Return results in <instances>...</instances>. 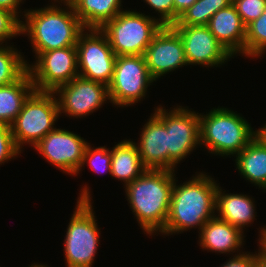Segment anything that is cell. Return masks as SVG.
Here are the masks:
<instances>
[{
	"label": "cell",
	"instance_id": "28",
	"mask_svg": "<svg viewBox=\"0 0 266 267\" xmlns=\"http://www.w3.org/2000/svg\"><path fill=\"white\" fill-rule=\"evenodd\" d=\"M245 26L258 19L264 12L266 0H232Z\"/></svg>",
	"mask_w": 266,
	"mask_h": 267
},
{
	"label": "cell",
	"instance_id": "39",
	"mask_svg": "<svg viewBox=\"0 0 266 267\" xmlns=\"http://www.w3.org/2000/svg\"><path fill=\"white\" fill-rule=\"evenodd\" d=\"M55 1H56V3H57V1H58V2L61 1V3L64 4V3H71L73 0H60V1H59V0H54V2H55ZM62 1H63V2H62Z\"/></svg>",
	"mask_w": 266,
	"mask_h": 267
},
{
	"label": "cell",
	"instance_id": "24",
	"mask_svg": "<svg viewBox=\"0 0 266 267\" xmlns=\"http://www.w3.org/2000/svg\"><path fill=\"white\" fill-rule=\"evenodd\" d=\"M0 44V86L17 81L27 70V62L18 50Z\"/></svg>",
	"mask_w": 266,
	"mask_h": 267
},
{
	"label": "cell",
	"instance_id": "14",
	"mask_svg": "<svg viewBox=\"0 0 266 267\" xmlns=\"http://www.w3.org/2000/svg\"><path fill=\"white\" fill-rule=\"evenodd\" d=\"M171 27L183 42L188 65L217 67L232 57L207 26L171 25Z\"/></svg>",
	"mask_w": 266,
	"mask_h": 267
},
{
	"label": "cell",
	"instance_id": "9",
	"mask_svg": "<svg viewBox=\"0 0 266 267\" xmlns=\"http://www.w3.org/2000/svg\"><path fill=\"white\" fill-rule=\"evenodd\" d=\"M154 81L144 55L117 56L108 85L109 100L119 107L135 104L146 95L148 86Z\"/></svg>",
	"mask_w": 266,
	"mask_h": 267
},
{
	"label": "cell",
	"instance_id": "23",
	"mask_svg": "<svg viewBox=\"0 0 266 267\" xmlns=\"http://www.w3.org/2000/svg\"><path fill=\"white\" fill-rule=\"evenodd\" d=\"M121 2V0H73L71 4L85 29H100L122 12Z\"/></svg>",
	"mask_w": 266,
	"mask_h": 267
},
{
	"label": "cell",
	"instance_id": "2",
	"mask_svg": "<svg viewBox=\"0 0 266 267\" xmlns=\"http://www.w3.org/2000/svg\"><path fill=\"white\" fill-rule=\"evenodd\" d=\"M174 176L172 170L146 169L133 182L125 186L130 208L147 234L164 230Z\"/></svg>",
	"mask_w": 266,
	"mask_h": 267
},
{
	"label": "cell",
	"instance_id": "32",
	"mask_svg": "<svg viewBox=\"0 0 266 267\" xmlns=\"http://www.w3.org/2000/svg\"><path fill=\"white\" fill-rule=\"evenodd\" d=\"M261 249L258 251V255L247 254L242 252L234 256L232 259L228 260L221 267H254L255 263L266 253V245L264 243H259Z\"/></svg>",
	"mask_w": 266,
	"mask_h": 267
},
{
	"label": "cell",
	"instance_id": "36",
	"mask_svg": "<svg viewBox=\"0 0 266 267\" xmlns=\"http://www.w3.org/2000/svg\"><path fill=\"white\" fill-rule=\"evenodd\" d=\"M257 136L266 143V125L257 130Z\"/></svg>",
	"mask_w": 266,
	"mask_h": 267
},
{
	"label": "cell",
	"instance_id": "27",
	"mask_svg": "<svg viewBox=\"0 0 266 267\" xmlns=\"http://www.w3.org/2000/svg\"><path fill=\"white\" fill-rule=\"evenodd\" d=\"M207 24V0H197L191 7H189L180 15L177 22L173 25L207 26Z\"/></svg>",
	"mask_w": 266,
	"mask_h": 267
},
{
	"label": "cell",
	"instance_id": "10",
	"mask_svg": "<svg viewBox=\"0 0 266 267\" xmlns=\"http://www.w3.org/2000/svg\"><path fill=\"white\" fill-rule=\"evenodd\" d=\"M85 30L80 33L76 44L79 76L108 86L117 56L100 29L89 28V34L84 33Z\"/></svg>",
	"mask_w": 266,
	"mask_h": 267
},
{
	"label": "cell",
	"instance_id": "17",
	"mask_svg": "<svg viewBox=\"0 0 266 267\" xmlns=\"http://www.w3.org/2000/svg\"><path fill=\"white\" fill-rule=\"evenodd\" d=\"M207 27L232 56L245 54L246 26L233 4L215 13Z\"/></svg>",
	"mask_w": 266,
	"mask_h": 267
},
{
	"label": "cell",
	"instance_id": "40",
	"mask_svg": "<svg viewBox=\"0 0 266 267\" xmlns=\"http://www.w3.org/2000/svg\"><path fill=\"white\" fill-rule=\"evenodd\" d=\"M30 267H47V266H45V265H38V264H32Z\"/></svg>",
	"mask_w": 266,
	"mask_h": 267
},
{
	"label": "cell",
	"instance_id": "3",
	"mask_svg": "<svg viewBox=\"0 0 266 267\" xmlns=\"http://www.w3.org/2000/svg\"><path fill=\"white\" fill-rule=\"evenodd\" d=\"M64 5L67 10L52 4L25 12L26 23L22 21L21 33L29 36L36 57L41 52L76 46L78 37L85 28L72 4Z\"/></svg>",
	"mask_w": 266,
	"mask_h": 267
},
{
	"label": "cell",
	"instance_id": "11",
	"mask_svg": "<svg viewBox=\"0 0 266 267\" xmlns=\"http://www.w3.org/2000/svg\"><path fill=\"white\" fill-rule=\"evenodd\" d=\"M36 59L27 65L36 91L54 92L79 76L76 46L41 52Z\"/></svg>",
	"mask_w": 266,
	"mask_h": 267
},
{
	"label": "cell",
	"instance_id": "21",
	"mask_svg": "<svg viewBox=\"0 0 266 267\" xmlns=\"http://www.w3.org/2000/svg\"><path fill=\"white\" fill-rule=\"evenodd\" d=\"M236 168L252 184L266 189V143L256 136L236 155Z\"/></svg>",
	"mask_w": 266,
	"mask_h": 267
},
{
	"label": "cell",
	"instance_id": "16",
	"mask_svg": "<svg viewBox=\"0 0 266 267\" xmlns=\"http://www.w3.org/2000/svg\"><path fill=\"white\" fill-rule=\"evenodd\" d=\"M137 145L142 164L147 169L168 170V133L165 125L153 114L143 126Z\"/></svg>",
	"mask_w": 266,
	"mask_h": 267
},
{
	"label": "cell",
	"instance_id": "38",
	"mask_svg": "<svg viewBox=\"0 0 266 267\" xmlns=\"http://www.w3.org/2000/svg\"><path fill=\"white\" fill-rule=\"evenodd\" d=\"M260 235H261L260 236L261 238L258 239V240H260L259 243H264L265 244L266 243V228L263 227L261 229Z\"/></svg>",
	"mask_w": 266,
	"mask_h": 267
},
{
	"label": "cell",
	"instance_id": "12",
	"mask_svg": "<svg viewBox=\"0 0 266 267\" xmlns=\"http://www.w3.org/2000/svg\"><path fill=\"white\" fill-rule=\"evenodd\" d=\"M54 94L59 98L60 115L65 113L76 118L93 113L110 99L107 85L80 76L59 86Z\"/></svg>",
	"mask_w": 266,
	"mask_h": 267
},
{
	"label": "cell",
	"instance_id": "15",
	"mask_svg": "<svg viewBox=\"0 0 266 267\" xmlns=\"http://www.w3.org/2000/svg\"><path fill=\"white\" fill-rule=\"evenodd\" d=\"M144 58L151 77L156 81L163 74L187 65L183 42L171 26H162L148 45Z\"/></svg>",
	"mask_w": 266,
	"mask_h": 267
},
{
	"label": "cell",
	"instance_id": "6",
	"mask_svg": "<svg viewBox=\"0 0 266 267\" xmlns=\"http://www.w3.org/2000/svg\"><path fill=\"white\" fill-rule=\"evenodd\" d=\"M162 28L158 18L123 10L100 30L116 56L144 55L154 35Z\"/></svg>",
	"mask_w": 266,
	"mask_h": 267
},
{
	"label": "cell",
	"instance_id": "22",
	"mask_svg": "<svg viewBox=\"0 0 266 267\" xmlns=\"http://www.w3.org/2000/svg\"><path fill=\"white\" fill-rule=\"evenodd\" d=\"M147 168L142 164L135 142L124 140L111 150V176L122 180L125 186L133 182Z\"/></svg>",
	"mask_w": 266,
	"mask_h": 267
},
{
	"label": "cell",
	"instance_id": "13",
	"mask_svg": "<svg viewBox=\"0 0 266 267\" xmlns=\"http://www.w3.org/2000/svg\"><path fill=\"white\" fill-rule=\"evenodd\" d=\"M88 143L65 129L49 132L34 147L46 160L71 175H77Z\"/></svg>",
	"mask_w": 266,
	"mask_h": 267
},
{
	"label": "cell",
	"instance_id": "37",
	"mask_svg": "<svg viewBox=\"0 0 266 267\" xmlns=\"http://www.w3.org/2000/svg\"><path fill=\"white\" fill-rule=\"evenodd\" d=\"M254 267H266V253L255 263Z\"/></svg>",
	"mask_w": 266,
	"mask_h": 267
},
{
	"label": "cell",
	"instance_id": "31",
	"mask_svg": "<svg viewBox=\"0 0 266 267\" xmlns=\"http://www.w3.org/2000/svg\"><path fill=\"white\" fill-rule=\"evenodd\" d=\"M152 10L160 13L158 21L162 26H171L174 24V0H144Z\"/></svg>",
	"mask_w": 266,
	"mask_h": 267
},
{
	"label": "cell",
	"instance_id": "26",
	"mask_svg": "<svg viewBox=\"0 0 266 267\" xmlns=\"http://www.w3.org/2000/svg\"><path fill=\"white\" fill-rule=\"evenodd\" d=\"M85 163H88L92 171L96 173H105L108 171L109 174H111V151L105 146L93 149L88 143L81 163V168L77 173H79Z\"/></svg>",
	"mask_w": 266,
	"mask_h": 267
},
{
	"label": "cell",
	"instance_id": "18",
	"mask_svg": "<svg viewBox=\"0 0 266 267\" xmlns=\"http://www.w3.org/2000/svg\"><path fill=\"white\" fill-rule=\"evenodd\" d=\"M239 228L225 222L216 216L208 220L200 231V245L202 249L213 252L238 253L239 248L243 245V233Z\"/></svg>",
	"mask_w": 266,
	"mask_h": 267
},
{
	"label": "cell",
	"instance_id": "7",
	"mask_svg": "<svg viewBox=\"0 0 266 267\" xmlns=\"http://www.w3.org/2000/svg\"><path fill=\"white\" fill-rule=\"evenodd\" d=\"M54 92L34 91L25 101L20 113L11 124L12 136L17 148L35 145L49 132L60 115L58 100Z\"/></svg>",
	"mask_w": 266,
	"mask_h": 267
},
{
	"label": "cell",
	"instance_id": "30",
	"mask_svg": "<svg viewBox=\"0 0 266 267\" xmlns=\"http://www.w3.org/2000/svg\"><path fill=\"white\" fill-rule=\"evenodd\" d=\"M20 152L12 136L11 125L0 123V164L15 158Z\"/></svg>",
	"mask_w": 266,
	"mask_h": 267
},
{
	"label": "cell",
	"instance_id": "1",
	"mask_svg": "<svg viewBox=\"0 0 266 267\" xmlns=\"http://www.w3.org/2000/svg\"><path fill=\"white\" fill-rule=\"evenodd\" d=\"M174 184L168 217L162 234H173L196 228L214 218L218 185L213 178L200 173L182 185Z\"/></svg>",
	"mask_w": 266,
	"mask_h": 267
},
{
	"label": "cell",
	"instance_id": "29",
	"mask_svg": "<svg viewBox=\"0 0 266 267\" xmlns=\"http://www.w3.org/2000/svg\"><path fill=\"white\" fill-rule=\"evenodd\" d=\"M22 21L15 14L0 8V44L7 39L20 35Z\"/></svg>",
	"mask_w": 266,
	"mask_h": 267
},
{
	"label": "cell",
	"instance_id": "5",
	"mask_svg": "<svg viewBox=\"0 0 266 267\" xmlns=\"http://www.w3.org/2000/svg\"><path fill=\"white\" fill-rule=\"evenodd\" d=\"M64 240L67 267H91L99 245V231L87 186L81 189Z\"/></svg>",
	"mask_w": 266,
	"mask_h": 267
},
{
	"label": "cell",
	"instance_id": "4",
	"mask_svg": "<svg viewBox=\"0 0 266 267\" xmlns=\"http://www.w3.org/2000/svg\"><path fill=\"white\" fill-rule=\"evenodd\" d=\"M199 122L200 144L216 155H237L257 136L245 118L223 107L199 114Z\"/></svg>",
	"mask_w": 266,
	"mask_h": 267
},
{
	"label": "cell",
	"instance_id": "34",
	"mask_svg": "<svg viewBox=\"0 0 266 267\" xmlns=\"http://www.w3.org/2000/svg\"><path fill=\"white\" fill-rule=\"evenodd\" d=\"M197 0H174V24L180 15L191 7Z\"/></svg>",
	"mask_w": 266,
	"mask_h": 267
},
{
	"label": "cell",
	"instance_id": "19",
	"mask_svg": "<svg viewBox=\"0 0 266 267\" xmlns=\"http://www.w3.org/2000/svg\"><path fill=\"white\" fill-rule=\"evenodd\" d=\"M218 186L216 192L215 210L218 211L217 218L228 222L241 231L255 219V205L247 195L225 194Z\"/></svg>",
	"mask_w": 266,
	"mask_h": 267
},
{
	"label": "cell",
	"instance_id": "25",
	"mask_svg": "<svg viewBox=\"0 0 266 267\" xmlns=\"http://www.w3.org/2000/svg\"><path fill=\"white\" fill-rule=\"evenodd\" d=\"M266 49V7L263 14L246 26L245 56H262Z\"/></svg>",
	"mask_w": 266,
	"mask_h": 267
},
{
	"label": "cell",
	"instance_id": "8",
	"mask_svg": "<svg viewBox=\"0 0 266 267\" xmlns=\"http://www.w3.org/2000/svg\"><path fill=\"white\" fill-rule=\"evenodd\" d=\"M154 115L165 125L168 133V170L175 171L191 151L200 144V122L198 113L177 106L167 111L162 106L155 108Z\"/></svg>",
	"mask_w": 266,
	"mask_h": 267
},
{
	"label": "cell",
	"instance_id": "35",
	"mask_svg": "<svg viewBox=\"0 0 266 267\" xmlns=\"http://www.w3.org/2000/svg\"><path fill=\"white\" fill-rule=\"evenodd\" d=\"M22 1L23 0H0V8L8 10L11 13L15 14L17 17H19L18 13L20 12H18L17 10Z\"/></svg>",
	"mask_w": 266,
	"mask_h": 267
},
{
	"label": "cell",
	"instance_id": "33",
	"mask_svg": "<svg viewBox=\"0 0 266 267\" xmlns=\"http://www.w3.org/2000/svg\"><path fill=\"white\" fill-rule=\"evenodd\" d=\"M232 4V0H207L208 22L211 17L220 9L226 8Z\"/></svg>",
	"mask_w": 266,
	"mask_h": 267
},
{
	"label": "cell",
	"instance_id": "20",
	"mask_svg": "<svg viewBox=\"0 0 266 267\" xmlns=\"http://www.w3.org/2000/svg\"><path fill=\"white\" fill-rule=\"evenodd\" d=\"M34 91L35 87L28 70L17 81L0 86V123L11 125Z\"/></svg>",
	"mask_w": 266,
	"mask_h": 267
}]
</instances>
